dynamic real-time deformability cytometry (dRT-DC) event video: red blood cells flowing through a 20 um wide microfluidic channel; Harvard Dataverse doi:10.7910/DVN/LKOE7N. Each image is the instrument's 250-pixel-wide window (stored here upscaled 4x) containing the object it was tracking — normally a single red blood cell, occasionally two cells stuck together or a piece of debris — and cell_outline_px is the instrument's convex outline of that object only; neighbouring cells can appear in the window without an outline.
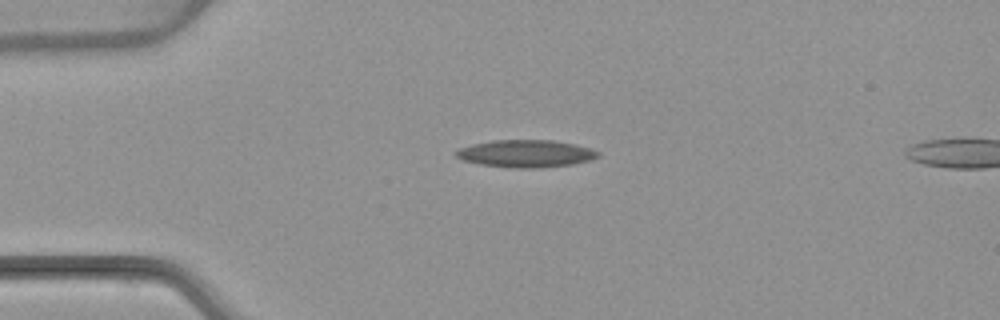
{"species": "common noctule bat (a hibernating species)", "species_latin": "Nyctalus noctula", "temperature_condition": "warm", "stored_images_in_passage": 4, "camera_frame_rate_fps": 3000, "um_per_image_px": 0.085, "animal": {"sex": "female", "body_mass_g": 22.7, "forearm_length_mm": 54.2}, "frame": {"image": 1, "passage_image": 3, "time_ms": 2.333, "image_size_px": [1000, 320], "cell_outline_px": [[600, 156], [592, 160], [572, 164], [540, 168], [516, 168], [480, 164], [464, 160], [456, 156], [452, 152], [460, 148], [472, 144], [492, 140], [552, 140], [576, 144], [600, 152]], "centroid_in_image_um": [44.71, 13.05], "position_along_channel_um": 40.3, "area_um2": 22.72}}